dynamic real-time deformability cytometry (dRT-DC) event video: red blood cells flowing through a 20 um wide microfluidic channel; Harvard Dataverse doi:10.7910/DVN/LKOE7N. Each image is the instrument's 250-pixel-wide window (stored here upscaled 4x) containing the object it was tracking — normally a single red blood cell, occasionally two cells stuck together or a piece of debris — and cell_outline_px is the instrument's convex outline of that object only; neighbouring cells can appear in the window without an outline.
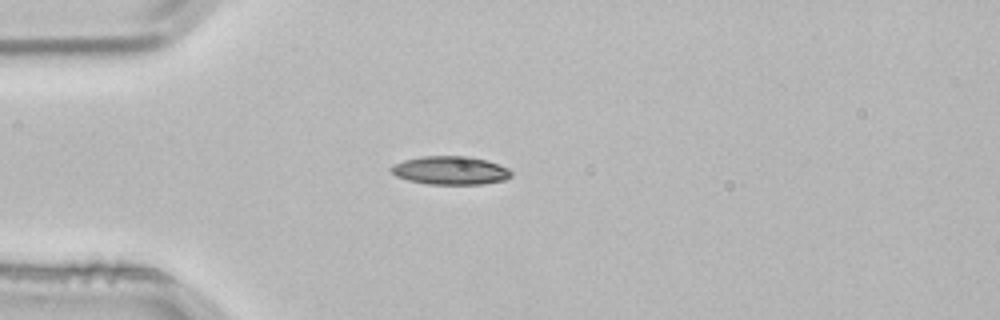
{"species": "common noctule bat (a hibernating species)", "species_latin": "Nyctalus noctula", "temperature_condition": "room temperature", "stored_images_in_passage": 1, "camera_frame_rate_fps": 3000, "um_per_image_px": 0.085, "animal": {"sex": "male", "body_mass_g": 21.5, "forearm_length_mm": 52.0}, "frame": {"image": 1, "passage_image": 1, "time_ms": 0.0, "image_size_px": [1000, 320], "cell_outline_px": [[512, 176], [504, 180], [484, 184], [428, 184], [408, 180], [396, 176], [388, 168], [392, 164], [404, 160], [420, 156], [468, 156], [484, 160], [508, 168], [512, 172]], "centroid_in_image_um": [38.24, 14.48], "position_along_channel_um": 46.8, "area_um2": 19.88}}